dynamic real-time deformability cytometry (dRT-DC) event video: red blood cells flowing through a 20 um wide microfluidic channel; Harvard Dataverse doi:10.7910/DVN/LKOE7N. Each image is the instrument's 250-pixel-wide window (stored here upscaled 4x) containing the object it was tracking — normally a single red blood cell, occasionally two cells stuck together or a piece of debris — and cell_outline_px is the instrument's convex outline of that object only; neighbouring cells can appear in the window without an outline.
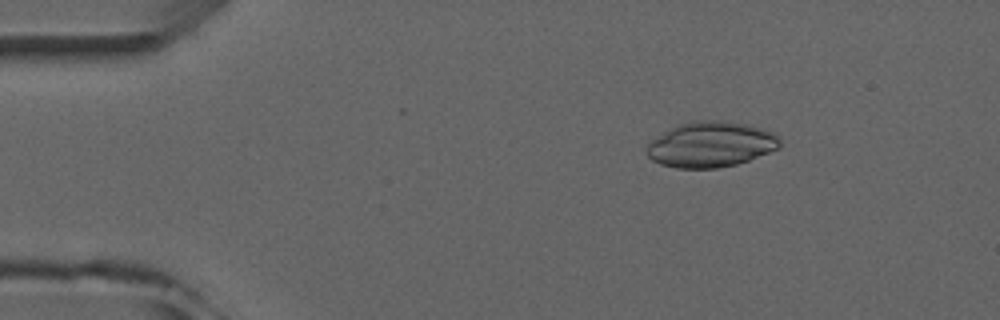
{"species": "common noctule bat (a hibernating species)", "species_latin": "Nyctalus noctula", "temperature_condition": "room temperature", "stored_images_in_passage": 5, "camera_frame_rate_fps": 3000, "um_per_image_px": 0.085, "animal": {"sex": "male", "forearm_length_mm": 52.5}, "frame": {"image": 1, "passage_image": 3, "time_ms": 2.333, "image_size_px": [1000, 320], "cell_outline_px": [[780, 148], [748, 160], [736, 164], [716, 168], [676, 168], [660, 164], [652, 160], [644, 152], [644, 148], [652, 140], [676, 124], [692, 120], [720, 120], [748, 124], [764, 128], [776, 132], [780, 136]], "centroid_in_image_um": [60.43, 12.26], "position_along_channel_um": 24.6, "area_um2": 35.78}}